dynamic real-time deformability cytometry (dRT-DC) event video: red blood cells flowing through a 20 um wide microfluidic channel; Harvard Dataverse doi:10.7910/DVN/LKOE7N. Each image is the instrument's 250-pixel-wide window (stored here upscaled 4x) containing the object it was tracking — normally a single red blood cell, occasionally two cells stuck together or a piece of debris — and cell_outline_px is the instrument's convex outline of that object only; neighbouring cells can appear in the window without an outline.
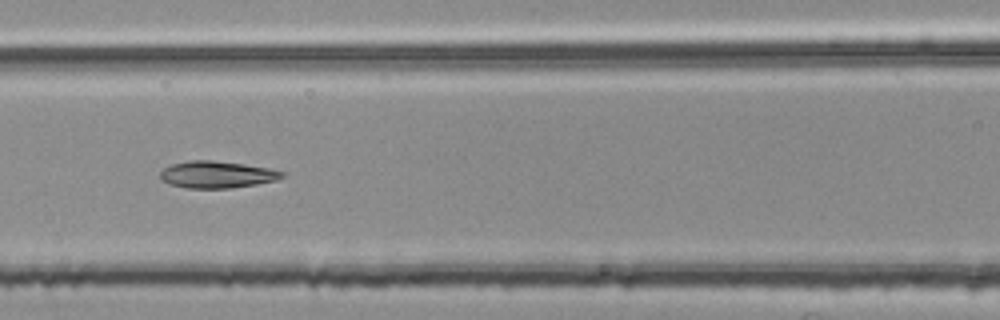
{"species": "common noctule bat (a hibernating species)", "species_latin": "Nyctalus noctula", "temperature_condition": "room temperature", "stored_images_in_passage": 7, "camera_frame_rate_fps": 3000, "um_per_image_px": 0.085, "animal": {"sex": "female", "body_mass_g": 25.1}, "frame": {"image": 1, "passage_image": 5, "time_ms": 1.333, "image_size_px": [1000, 320], "cell_outline_px": [[284, 176], [276, 180], [256, 184], [232, 188], [184, 188], [168, 184], [160, 180], [160, 172], [164, 168], [172, 164], [188, 160], [212, 160], [268, 168], [284, 172]], "centroid_in_image_um": [18.38, 14.84], "position_along_channel_um": 148.2, "area_um2": 19.07}}
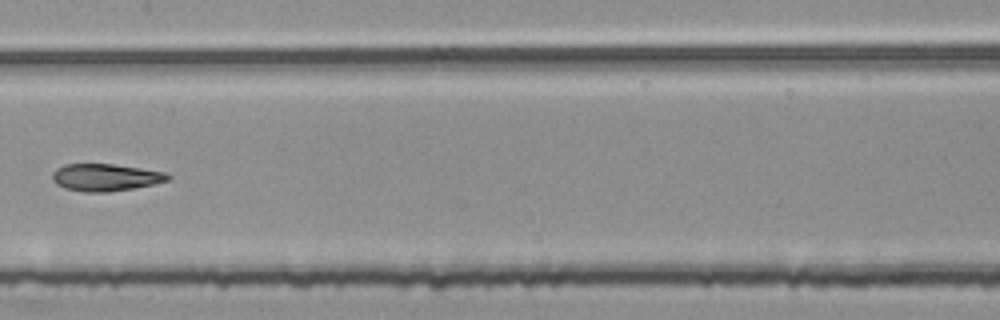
{"frame": {"image": 2, "passage_image": 6, "time_ms": 1.667, "image_size_px": [1000, 320], "cell_outline_px": [[172, 176], [168, 180], [152, 184], [132, 188], [108, 192], [84, 192], [64, 188], [56, 184], [52, 180], [52, 172], [56, 168], [64, 164], [112, 164], [140, 168], [164, 172]], "centroid_in_image_um": [8.91, 15.07], "position_along_channel_um": 198.5, "area_um2": 18.26}}
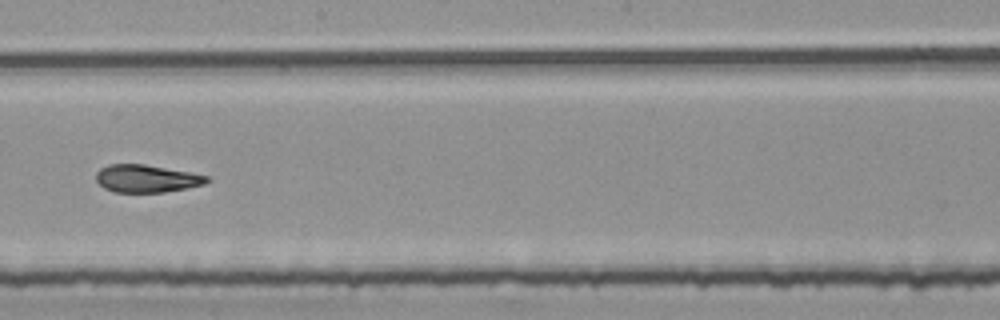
{"frame": {"image": 3, "passage_image": 7, "time_ms": 2.0, "image_size_px": [1000, 320], "cell_outline_px": [[212, 180], [204, 184], [164, 192], [112, 192], [104, 188], [96, 180], [96, 172], [100, 168], [108, 164], [144, 164], [188, 172], [208, 176]], "centroid_in_image_um": [12.42, 15.17], "position_along_channel_um": 235.8, "area_um2": 17.74}}